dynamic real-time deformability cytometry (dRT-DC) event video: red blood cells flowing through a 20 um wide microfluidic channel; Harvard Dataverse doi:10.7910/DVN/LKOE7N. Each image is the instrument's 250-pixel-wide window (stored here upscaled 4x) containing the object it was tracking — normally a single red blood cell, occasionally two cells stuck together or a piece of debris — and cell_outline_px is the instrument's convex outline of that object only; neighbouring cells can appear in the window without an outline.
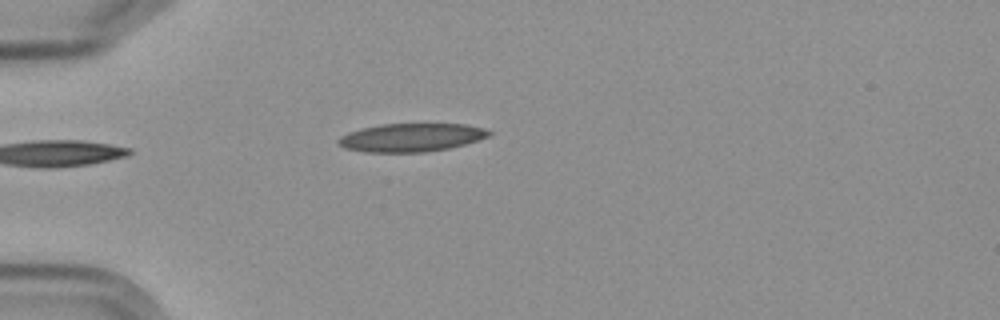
{"species": "Egyptian fruit bat (a non-hibernating species)", "species_latin": "Rousettus aegyptiacus", "temperature_condition": "cold", "stored_images_in_passage": 7, "camera_frame_rate_fps": 3000, "um_per_image_px": 0.085, "frame": {"image": 1, "passage_image": 4, "time_ms": 4.667, "image_size_px": [1000, 320], "cell_outline_px": [[492, 132], [488, 136], [464, 144], [448, 148], [424, 152], [364, 152], [344, 148], [336, 140], [340, 136], [348, 132], [360, 128], [380, 124], [464, 124], [484, 128]], "centroid_in_image_um": [34.9, 11.68], "position_along_channel_um": 50.1, "area_um2": 24.74}}
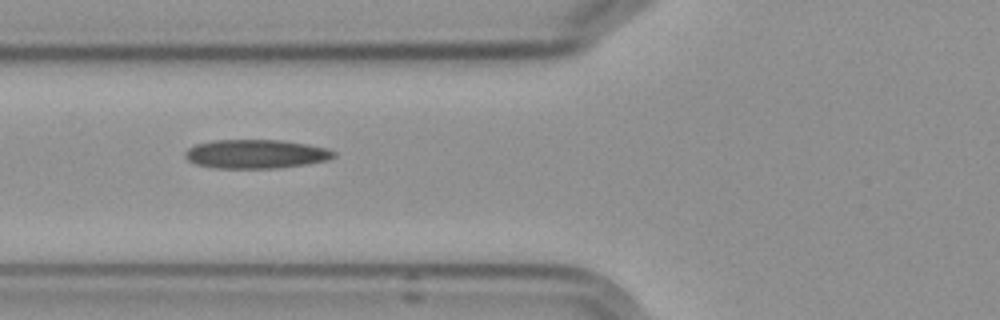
{"frame": {"image": 2, "passage_image": 6, "time_ms": 6.667, "image_size_px": [1000, 320], "cell_outline_px": [[336, 156], [328, 160], [280, 168], [216, 168], [196, 164], [188, 160], [184, 156], [184, 152], [188, 148], [196, 144], [212, 140], [280, 140], [308, 144], [328, 148], [336, 152]], "centroid_in_image_um": [21.75, 13.08], "position_along_channel_um": 104.0, "area_um2": 25.14}}